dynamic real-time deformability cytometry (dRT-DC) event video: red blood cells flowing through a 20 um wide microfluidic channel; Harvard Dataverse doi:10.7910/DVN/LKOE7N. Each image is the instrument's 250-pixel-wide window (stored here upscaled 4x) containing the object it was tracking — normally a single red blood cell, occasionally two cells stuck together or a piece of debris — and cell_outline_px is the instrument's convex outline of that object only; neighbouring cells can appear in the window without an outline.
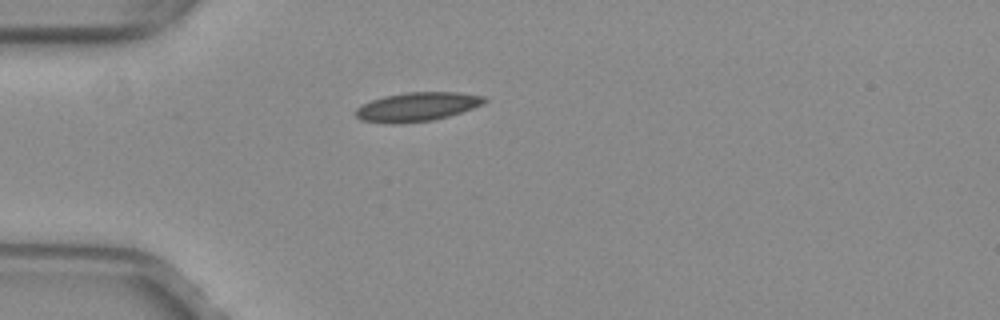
{"species": "common noctule bat (a hibernating species)", "species_latin": "Nyctalus noctula", "temperature_condition": "warm", "stored_images_in_passage": 9, "camera_frame_rate_fps": 3000, "um_per_image_px": 0.085, "animal": {"sex": "female", "body_mass_g": 29.2, "forearm_length_mm": 56.3}, "frame": {"image": 1, "passage_image": 1, "time_ms": 0.0, "image_size_px": [1000, 320], "cell_outline_px": [[488, 100], [484, 104], [448, 116], [432, 120], [400, 124], [384, 124], [360, 120], [352, 112], [360, 104], [384, 96], [408, 92], [460, 92], [484, 96]], "centroid_in_image_um": [35.4, 9.08], "position_along_channel_um": 49.6, "area_um2": 22.02}}
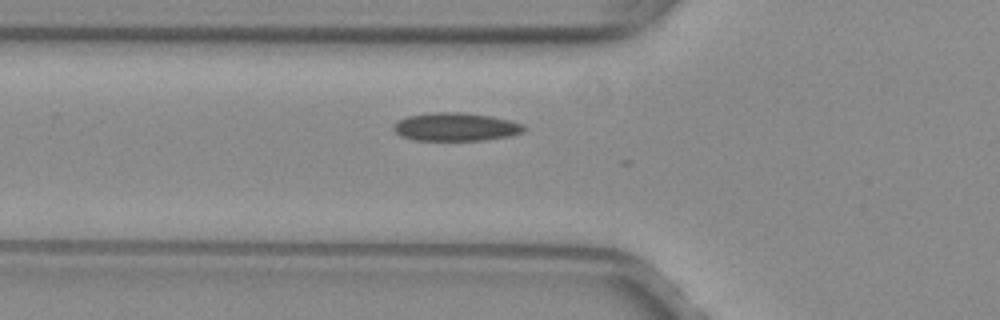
{"frame": {"image": 2, "passage_image": 5, "time_ms": 1.333, "image_size_px": [1000, 320], "cell_outline_px": [[528, 128], [524, 132], [508, 136], [484, 140], [416, 140], [400, 136], [392, 128], [400, 120], [408, 116], [428, 112], [464, 112], [492, 116], [524, 124]], "centroid_in_image_um": [38.78, 10.78], "position_along_channel_um": 87.0, "area_um2": 21.5}}
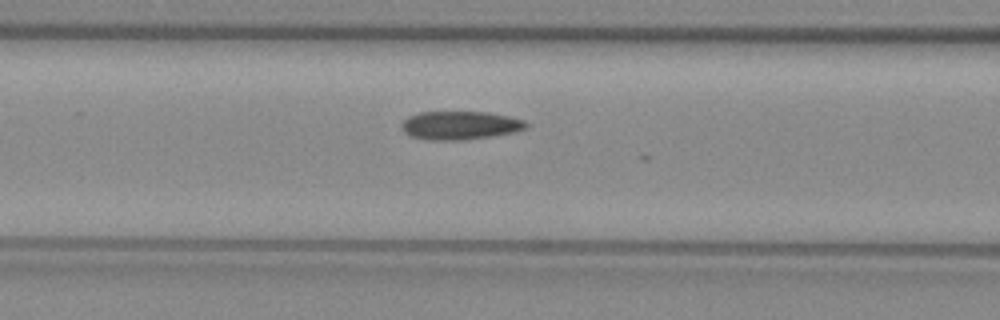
{"frame": {"image": 3, "passage_image": 8, "time_ms": 2.333, "image_size_px": [1000, 320], "cell_outline_px": [[528, 128], [512, 132], [488, 136], [460, 140], [428, 140], [412, 136], [404, 132], [400, 128], [400, 124], [408, 116], [420, 112], [488, 112], [508, 116], [524, 120], [528, 124]], "centroid_in_image_um": [39.07, 10.65], "position_along_channel_um": 127.5, "area_um2": 20.52}}